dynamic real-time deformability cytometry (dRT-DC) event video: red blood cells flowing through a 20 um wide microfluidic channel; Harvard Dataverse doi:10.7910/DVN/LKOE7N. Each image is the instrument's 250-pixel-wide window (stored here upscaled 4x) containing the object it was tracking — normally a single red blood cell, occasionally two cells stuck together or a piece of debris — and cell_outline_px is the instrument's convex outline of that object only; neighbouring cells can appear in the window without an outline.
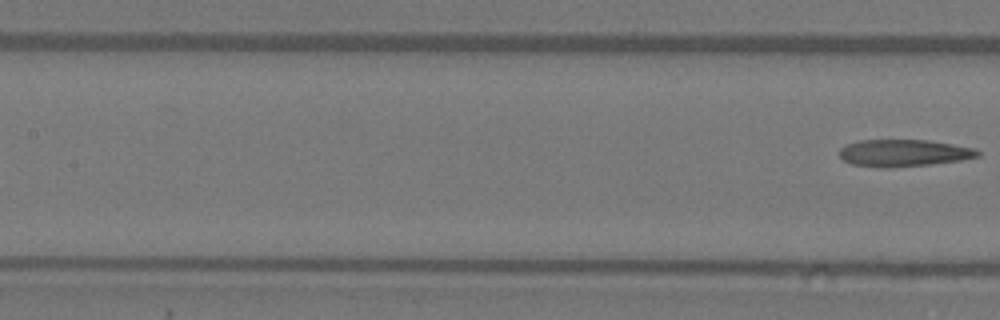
{"species": "Egyptian fruit bat (a non-hibernating species)", "species_latin": "Rousettus aegyptiacus", "temperature_condition": "warm", "stored_images_in_passage": 8, "segment_of_instrument_passage": [2, 2], "camera_frame_rate_fps": 3000, "um_per_image_px": 0.085, "animal": {"sex": "female"}, "frame": {"image": 1, "passage_image": 8, "time_ms": 9.667, "image_size_px": [1000, 320], "cell_outline_px": [[980, 156], [960, 160], [928, 164], [888, 168], [876, 168], [852, 164], [844, 160], [840, 156], [840, 148], [848, 144], [860, 140], [928, 140], [976, 148], [980, 152]], "centroid_in_image_um": [76.81, 13.0], "position_along_channel_um": 130.6, "area_um2": 21.73}}